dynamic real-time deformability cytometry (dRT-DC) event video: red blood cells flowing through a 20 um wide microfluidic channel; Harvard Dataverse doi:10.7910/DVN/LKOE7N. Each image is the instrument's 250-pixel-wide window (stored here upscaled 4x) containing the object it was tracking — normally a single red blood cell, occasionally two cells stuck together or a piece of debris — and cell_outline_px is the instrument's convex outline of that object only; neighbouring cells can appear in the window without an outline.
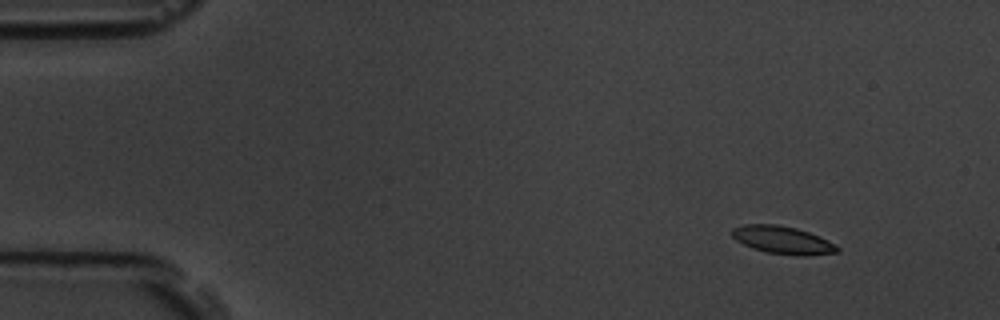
{"species": "common noctule bat (a hibernating species)", "species_latin": "Nyctalus noctula", "temperature_condition": "room temperature", "stored_images_in_passage": 4, "camera_frame_rate_fps": 3000, "um_per_image_px": 0.085, "animal": {"sex": "male", "body_mass_g": 19.5, "forearm_length_mm": 54.6}, "frame": {"image": 1, "passage_image": 1, "time_ms": 0.0, "image_size_px": [1000, 320], "cell_outline_px": [[840, 252], [808, 256], [800, 256], [764, 252], [752, 248], [736, 240], [732, 236], [732, 228], [744, 224], [776, 224], [796, 228], [820, 236], [836, 244], [840, 248]], "centroid_in_image_um": [66.56, 20.41], "position_along_channel_um": 18.4, "area_um2": 17.22}}
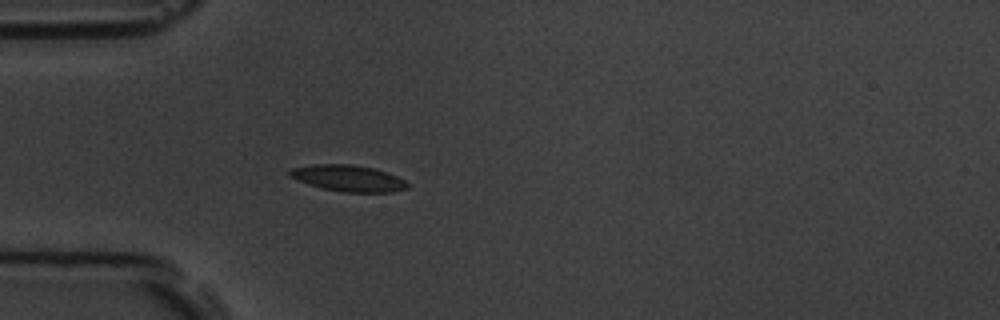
{"frame": {"image": 2, "passage_image": 4, "time_ms": 3.667, "image_size_px": [1000, 320], "cell_outline_px": [[408, 188], [392, 192], [344, 192], [320, 188], [308, 184], [288, 176], [288, 172], [292, 168], [312, 164], [352, 164], [372, 168], [396, 176], [404, 180], [408, 184]], "centroid_in_image_um": [29.56, 15.15], "position_along_channel_um": 55.4, "area_um2": 17.98}}